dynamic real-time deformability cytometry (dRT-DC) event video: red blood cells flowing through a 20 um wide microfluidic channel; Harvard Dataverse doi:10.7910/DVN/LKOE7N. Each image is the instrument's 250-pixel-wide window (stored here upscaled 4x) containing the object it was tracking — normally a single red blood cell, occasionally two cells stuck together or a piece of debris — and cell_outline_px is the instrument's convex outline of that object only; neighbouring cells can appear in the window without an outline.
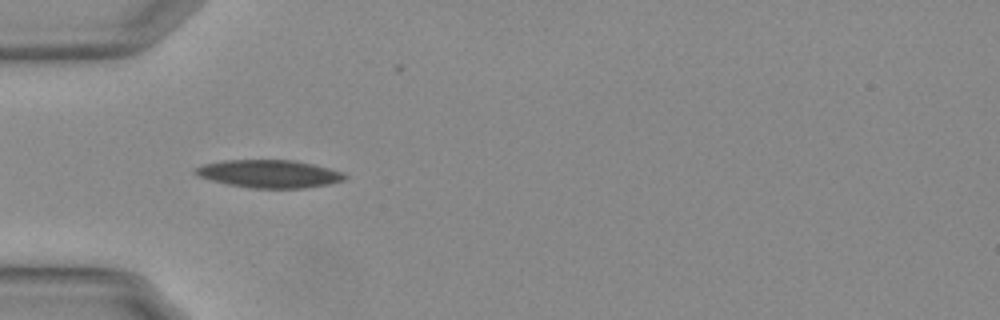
{"species": "Egyptian fruit bat (a non-hibernating species)", "species_latin": "Rousettus aegyptiacus", "temperature_condition": "warm", "stored_images_in_passage": 27, "camera_frame_rate_fps": 3000, "um_per_image_px": 0.085, "animal": {"sex": "female"}, "frame": {"image": 1, "passage_image": 8, "time_ms": 2.333, "image_size_px": [1000, 320], "cell_outline_px": [[348, 176], [344, 180], [328, 184], [304, 188], [248, 188], [228, 184], [212, 180], [200, 176], [192, 172], [192, 168], [204, 164], [224, 160], [292, 160], [312, 164], [344, 172]], "centroid_in_image_um": [22.87, 14.77], "position_along_channel_um": 62.1, "area_um2": 24.22}}
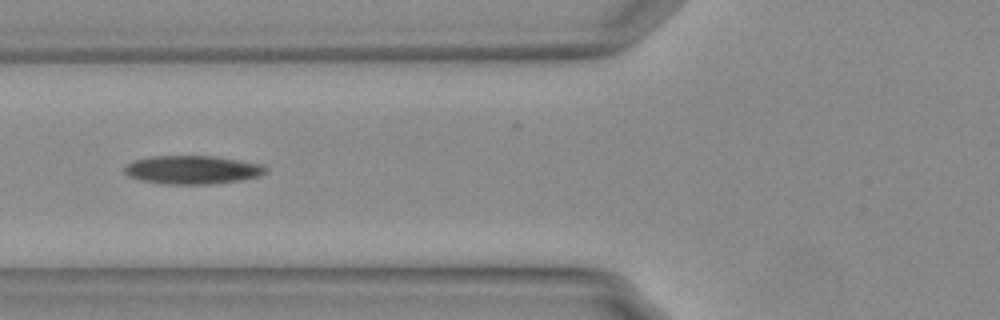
{"frame": {"image": 2, "passage_image": 12, "time_ms": 3.667, "image_size_px": [1000, 320], "cell_outline_px": [[268, 172], [260, 176], [240, 180], [212, 184], [160, 184], [140, 180], [128, 176], [124, 172], [124, 164], [132, 160], [148, 156], [216, 156], [260, 164], [268, 168]], "centroid_in_image_um": [16.31, 14.43], "position_along_channel_um": 109.5, "area_um2": 23.76}}
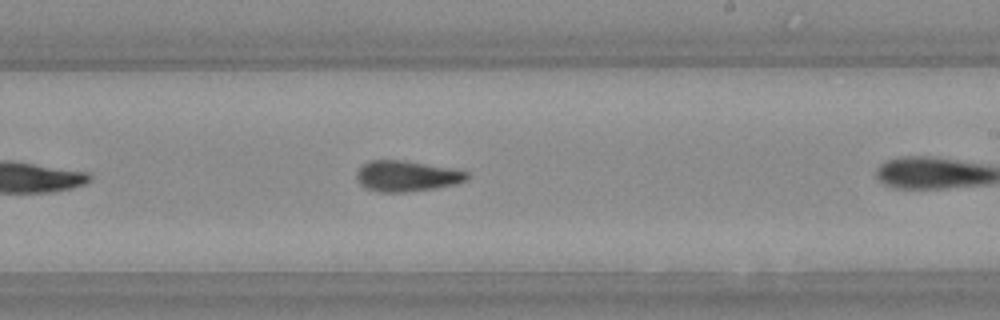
{"frame": {"image": 3, "passage_image": 20, "time_ms": 6.333, "image_size_px": [1000, 320], "cell_outline_px": [[468, 180], [456, 184], [408, 192], [380, 192], [364, 188], [360, 184], [356, 176], [356, 172], [368, 160], [404, 160], [452, 168], [468, 172]], "centroid_in_image_um": [34.56, 14.96], "position_along_channel_um": 254.4, "area_um2": 19.83}}